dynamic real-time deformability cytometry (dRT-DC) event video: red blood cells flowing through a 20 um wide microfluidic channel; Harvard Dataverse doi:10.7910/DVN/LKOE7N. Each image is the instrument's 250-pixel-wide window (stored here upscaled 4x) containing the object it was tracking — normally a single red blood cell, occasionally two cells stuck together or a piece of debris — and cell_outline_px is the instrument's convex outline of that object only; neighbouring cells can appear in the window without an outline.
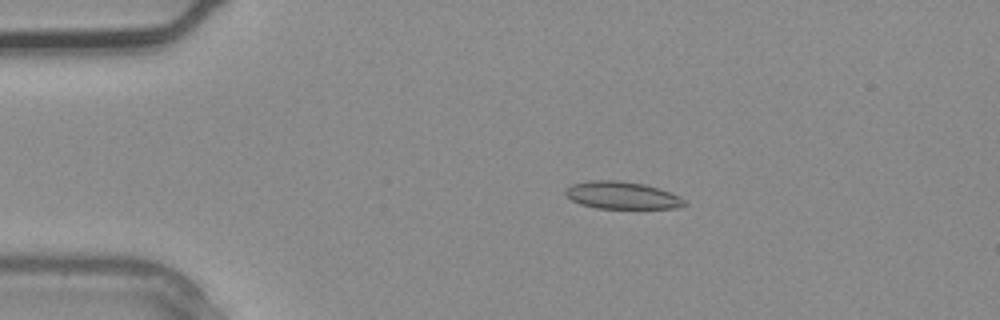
{"species": "common noctule bat (a hibernating species)", "species_latin": "Nyctalus noctula", "temperature_condition": "warm", "stored_images_in_passage": 2, "camera_frame_rate_fps": 3000, "um_per_image_px": 0.085, "animal": {"sex": "male", "body_mass_g": 20.4}, "frame": {"image": 1, "passage_image": 1, "time_ms": 0.0, "image_size_px": [1000, 320], "cell_outline_px": [[688, 204], [676, 208], [596, 208], [580, 204], [572, 200], [564, 192], [572, 184], [588, 180], [616, 180], [644, 184], [680, 196]], "centroid_in_image_um": [52.86, 16.6], "position_along_channel_um": 32.1, "area_um2": 18.79}}